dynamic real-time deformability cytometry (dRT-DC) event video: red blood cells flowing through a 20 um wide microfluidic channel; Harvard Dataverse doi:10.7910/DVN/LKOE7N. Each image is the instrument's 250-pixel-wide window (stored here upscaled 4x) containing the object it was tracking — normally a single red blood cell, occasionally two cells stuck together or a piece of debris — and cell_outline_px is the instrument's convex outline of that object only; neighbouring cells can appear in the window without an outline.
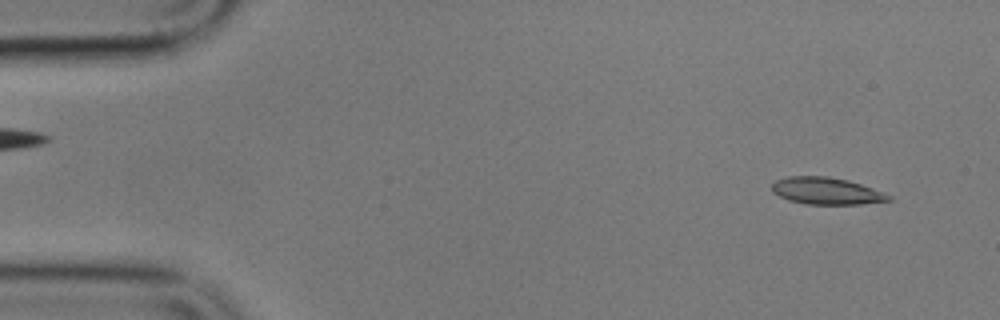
{"species": "common noctule bat (a hibernating species)", "species_latin": "Nyctalus noctula", "temperature_condition": "cold", "stored_images_in_passage": 5, "camera_frame_rate_fps": 3000, "um_per_image_px": 0.085, "animal": {"sex": "male", "body_mass_g": 17.9}, "frame": {"image": 1, "passage_image": 5, "time_ms": 5.667, "image_size_px": [1000, 320], "cell_outline_px": [[892, 200], [860, 204], [808, 204], [788, 200], [772, 192], [772, 184], [776, 180], [788, 176], [828, 176], [848, 180], [872, 188], [892, 196]], "centroid_in_image_um": [70.23, 16.23], "position_along_channel_um": 14.8, "area_um2": 18.26}}